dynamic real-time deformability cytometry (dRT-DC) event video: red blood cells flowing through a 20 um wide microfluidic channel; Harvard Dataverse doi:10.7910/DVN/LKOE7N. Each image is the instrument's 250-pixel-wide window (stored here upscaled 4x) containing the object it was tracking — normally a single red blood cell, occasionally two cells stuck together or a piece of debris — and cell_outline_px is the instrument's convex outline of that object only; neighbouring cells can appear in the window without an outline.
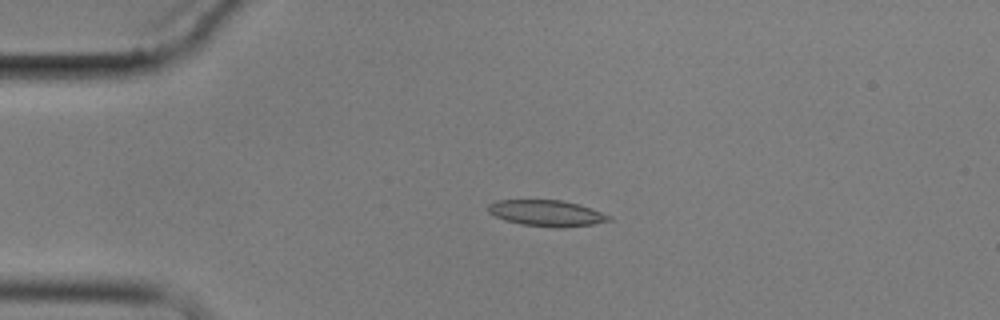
{"species": "common noctule bat (a hibernating species)", "species_latin": "Nyctalus noctula", "temperature_condition": "cold", "stored_images_in_passage": 4, "camera_frame_rate_fps": 3000, "um_per_image_px": 0.085, "animal": {"sex": "male", "body_mass_g": 17.9}, "frame": {"image": 1, "passage_image": 3, "time_ms": 2.333, "image_size_px": [1000, 320], "cell_outline_px": [[612, 220], [592, 224], [560, 228], [556, 228], [520, 224], [504, 220], [488, 212], [488, 204], [500, 200], [560, 200], [580, 204], [612, 216]], "centroid_in_image_um": [46.48, 18.12], "position_along_channel_um": 38.5, "area_um2": 18.38}}